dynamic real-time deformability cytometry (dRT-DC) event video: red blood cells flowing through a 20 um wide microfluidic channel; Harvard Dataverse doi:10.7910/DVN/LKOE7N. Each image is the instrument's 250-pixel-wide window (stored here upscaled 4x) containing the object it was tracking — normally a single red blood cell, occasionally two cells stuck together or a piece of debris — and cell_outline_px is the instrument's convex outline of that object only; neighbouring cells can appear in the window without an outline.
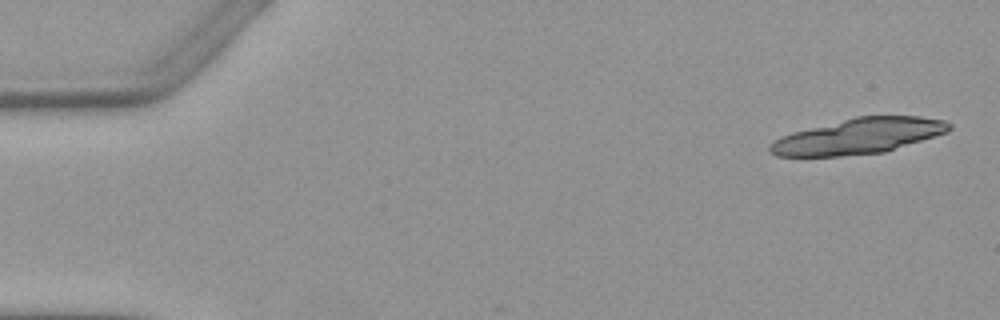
{"species": "Egyptian fruit bat (a non-hibernating species)", "species_latin": "Rousettus aegyptiacus", "temperature_condition": "warm", "stored_images_in_passage": 5, "camera_frame_rate_fps": 3000, "um_per_image_px": 0.085, "animal": {"sex": "female"}, "frame": {"image": 1, "passage_image": 1, "time_ms": 0.0, "image_size_px": [1000, 320], "cell_outline_px": [[952, 128], [948, 132], [884, 152], [840, 156], [776, 156], [768, 152], [768, 144], [792, 132], [856, 116], [920, 116], [944, 120], [952, 124]], "centroid_in_image_um": [72.98, 11.57], "position_along_channel_um": 12.0, "area_um2": 36.99}}
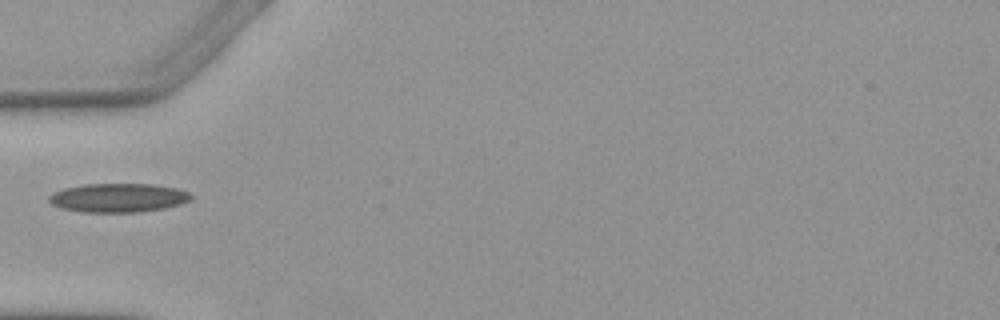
{"frame": {"image": 2, "passage_image": 5, "time_ms": 5.333, "image_size_px": [1000, 320], "cell_outline_px": [[192, 200], [180, 204], [164, 208], [140, 212], [80, 212], [60, 208], [52, 204], [48, 200], [48, 196], [52, 192], [64, 188], [84, 184], [152, 184], [176, 188], [188, 192], [192, 196]], "centroid_in_image_um": [10.02, 16.81], "position_along_channel_um": 75.0, "area_um2": 24.04}}